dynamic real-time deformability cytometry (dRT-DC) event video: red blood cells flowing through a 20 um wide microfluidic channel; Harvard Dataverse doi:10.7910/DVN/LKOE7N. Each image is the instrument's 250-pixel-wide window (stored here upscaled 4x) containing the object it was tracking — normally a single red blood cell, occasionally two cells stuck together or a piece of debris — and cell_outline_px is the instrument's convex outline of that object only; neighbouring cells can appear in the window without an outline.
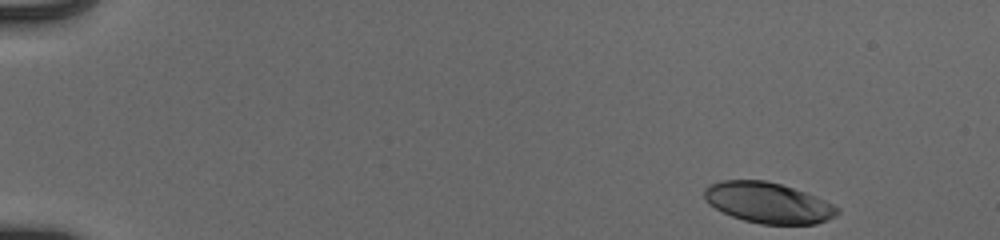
{"species": "human", "species_latin": "Homo sapiens", "temperature_condition": "cold", "stored_images_in_passage": 49, "camera_frame_rate_fps": 3000, "um_per_image_px": 0.085, "donor": {"sex": "male"}, "frame": {"image": 1, "passage_image": 1, "time_ms": 0.0, "image_size_px": [1000, 240], "cell_outline_px": [[840, 212], [836, 216], [828, 220], [816, 224], [760, 224], [744, 220], [732, 216], [708, 204], [704, 196], [704, 188], [708, 184], [720, 180], [764, 180], [780, 184], [816, 196], [840, 208]], "centroid_in_image_um": [65.29, 17.23], "position_along_channel_um": 19.7, "area_um2": 31.56}}
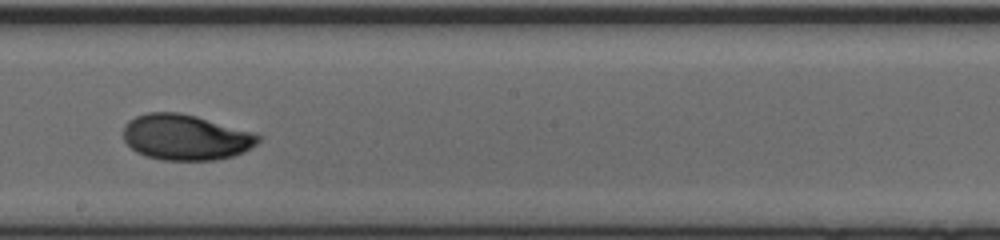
{"frame": {"image": 2, "passage_image": 28, "time_ms": 9.0, "image_size_px": [1000, 240], "cell_outline_px": [[260, 140], [256, 144], [244, 152], [232, 156], [216, 160], [164, 160], [144, 156], [136, 152], [124, 140], [124, 124], [128, 120], [136, 116], [148, 112], [180, 112], [196, 116], [256, 132], [260, 136]], "centroid_in_image_um": [15.79, 11.66], "position_along_channel_um": 232.4, "area_um2": 36.13}}
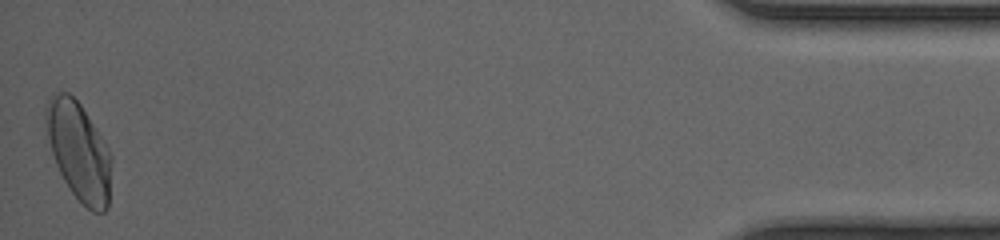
{"frame": {"image": 3, "passage_image": 49, "time_ms": 16.0, "image_size_px": [1000, 240], "cell_outline_px": [[112, 160], [108, 208], [104, 212], [92, 212], [72, 192], [64, 180], [56, 164], [52, 152], [44, 120], [44, 108], [48, 96], [56, 92], [68, 92], [80, 104], [108, 148], [112, 156]], "centroid_in_image_um": [6.69, 12.83], "position_along_channel_um": 428.5, "area_um2": 37.34}, "authors_computed_cell_mechanics": {"area_um2": 34.7378, "velocity_mm_per_s": 3.9385, "shape_relaxation_time_tau1_ms": 3.2142, "shape_relaxation_time_tau2_ms": 1.7452, "deformation_change_tau1": 0.166, "deformation_change_tau2": 0.0487}}